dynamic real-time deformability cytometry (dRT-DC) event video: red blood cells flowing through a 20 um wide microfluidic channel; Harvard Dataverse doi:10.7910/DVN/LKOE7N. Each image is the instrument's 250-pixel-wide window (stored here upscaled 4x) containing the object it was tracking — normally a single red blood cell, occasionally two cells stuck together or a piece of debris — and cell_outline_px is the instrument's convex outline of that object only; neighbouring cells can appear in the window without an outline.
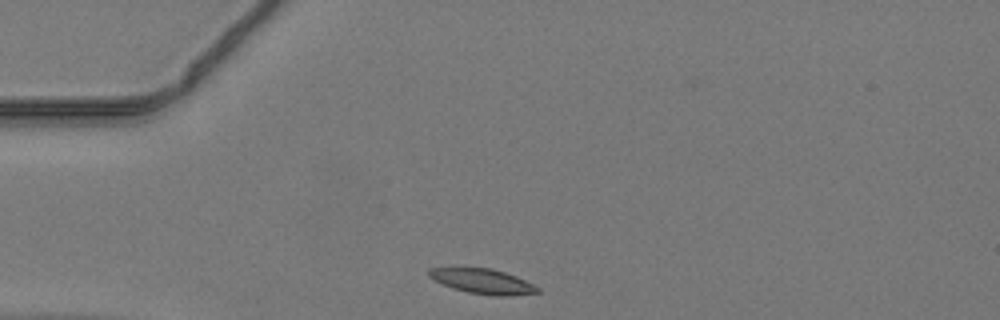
{"species": "common noctule bat (a hibernating species)", "species_latin": "Nyctalus noctula", "temperature_condition": "warm", "stored_images_in_passage": 36, "camera_frame_rate_fps": 3000, "um_per_image_px": 0.085, "animal": {"sex": "male", "body_mass_g": 19.2, "forearm_length_mm": 51.8}, "frame": {"image": 1, "passage_image": 1, "time_ms": 0.0, "image_size_px": [1000, 320], "cell_outline_px": [[540, 292], [512, 296], [492, 296], [468, 292], [452, 288], [432, 280], [428, 276], [428, 268], [492, 268], [516, 276], [540, 288]], "centroid_in_image_um": [41.01, 23.92], "position_along_channel_um": 44.0, "area_um2": 15.84}}
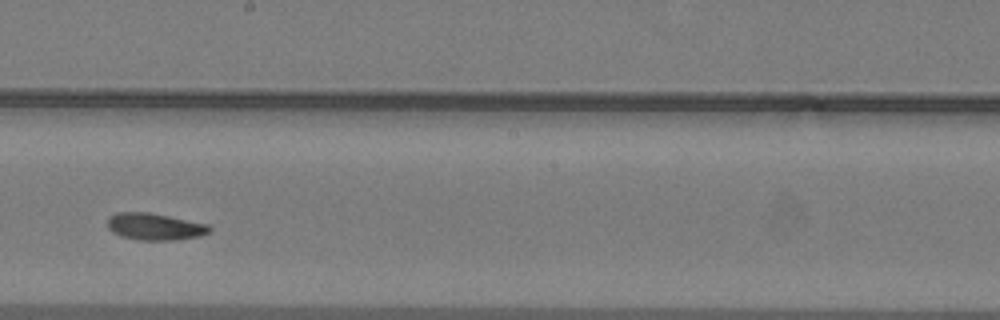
{"frame": {"image": 2, "passage_image": 16, "time_ms": 5.0, "image_size_px": [1000, 320], "cell_outline_px": [[212, 228], [208, 232], [200, 236], [176, 240], [140, 240], [120, 236], [112, 232], [108, 228], [108, 220], [116, 212], [148, 212], [208, 224]], "centroid_in_image_um": [13.16, 19.27], "position_along_channel_um": 235.0, "area_um2": 15.9}}
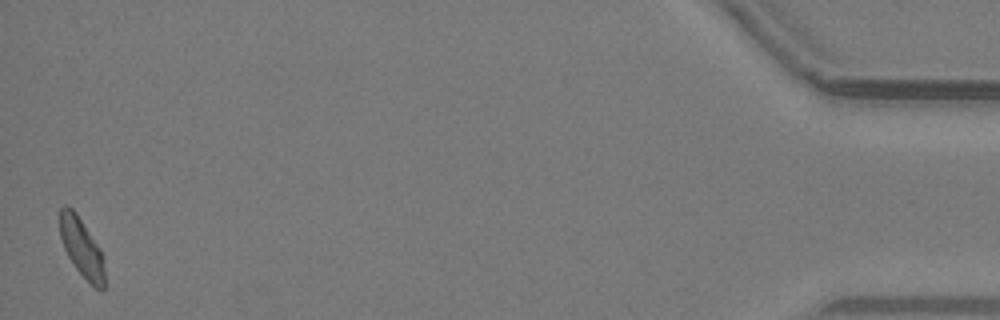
{"frame": {"image": 3, "passage_image": 36, "time_ms": 11.667, "image_size_px": [1000, 320], "cell_outline_px": [[104, 292], [100, 292], [76, 268], [68, 256], [64, 248], [60, 236], [60, 208], [64, 204], [68, 204], [76, 212], [100, 248], [104, 268]], "centroid_in_image_um": [6.93, 21.02], "position_along_channel_um": 428.3, "area_um2": 15.2}}